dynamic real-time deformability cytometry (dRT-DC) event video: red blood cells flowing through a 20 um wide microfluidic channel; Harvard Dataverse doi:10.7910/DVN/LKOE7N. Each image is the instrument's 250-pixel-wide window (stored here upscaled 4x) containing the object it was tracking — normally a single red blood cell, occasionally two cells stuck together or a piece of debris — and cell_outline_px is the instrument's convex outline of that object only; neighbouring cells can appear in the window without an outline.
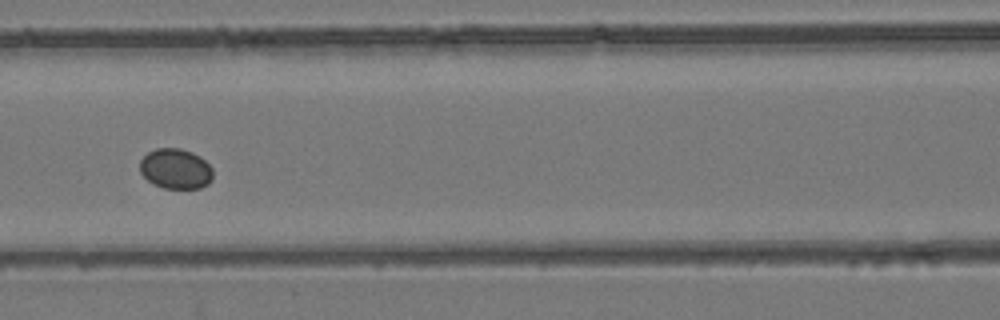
{"species": "common noctule bat (a hibernating species)", "species_latin": "Nyctalus noctula", "temperature_condition": "room temperature", "stored_images_in_passage": 7, "camera_frame_rate_fps": 3000, "um_per_image_px": 0.085, "animal": {"sex": "female", "body_mass_g": 24.6, "forearm_length_mm": 56.2}, "frame": {"image": 1, "passage_image": 7, "time_ms": 2.0, "image_size_px": [1000, 320], "cell_outline_px": [[212, 180], [208, 184], [200, 188], [164, 188], [152, 184], [140, 172], [140, 160], [148, 152], [156, 148], [180, 148], [192, 152], [200, 156], [212, 168]], "centroid_in_image_um": [14.92, 14.34], "position_along_channel_um": 151.7, "area_um2": 17.17}}